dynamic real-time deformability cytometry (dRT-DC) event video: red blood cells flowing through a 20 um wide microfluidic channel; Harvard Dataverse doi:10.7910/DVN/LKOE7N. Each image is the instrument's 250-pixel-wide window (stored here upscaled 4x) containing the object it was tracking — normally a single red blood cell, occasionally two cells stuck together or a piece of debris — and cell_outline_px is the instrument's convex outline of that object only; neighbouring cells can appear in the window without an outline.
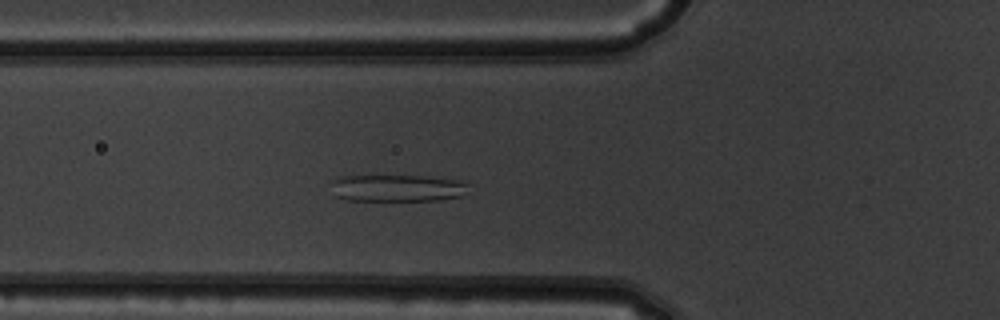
{"species": "common noctule bat (a hibernating species)", "species_latin": "Nyctalus noctula", "temperature_condition": "warm", "stored_images_in_passage": 40, "camera_frame_rate_fps": 3000, "um_per_image_px": 0.085, "animal": {"sex": "male", "body_mass_g": 19.5, "forearm_length_mm": 54.6}, "frame": {"image": 1, "passage_image": 6, "time_ms": 1.667, "image_size_px": [1000, 320], "cell_outline_px": [[468, 184], [460, 196], [440, 200], [344, 200], [336, 196], [328, 180], [340, 176], [428, 176], [468, 180]], "centroid_in_image_um": [33.74, 15.97], "position_along_channel_um": 92.1, "area_um2": 21.85}}
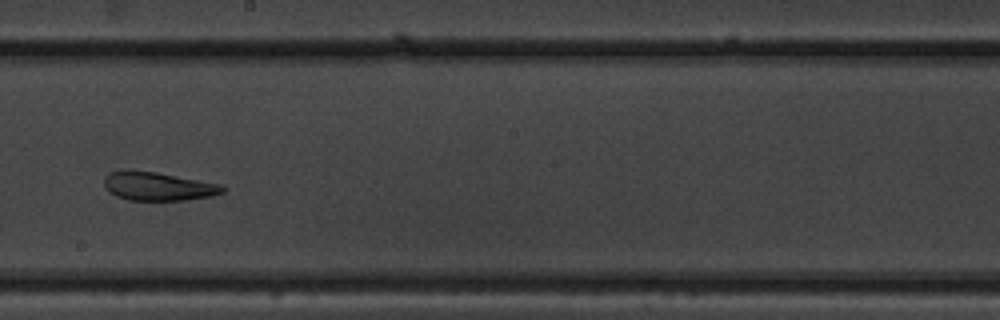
{"frame": {"image": 2, "passage_image": 17, "time_ms": 5.333, "image_size_px": [1000, 320], "cell_outline_px": [[224, 192], [212, 196], [184, 200], [128, 200], [116, 196], [108, 192], [104, 188], [104, 176], [108, 172], [156, 172], [220, 184], [224, 188]], "centroid_in_image_um": [13.42, 15.86], "position_along_channel_um": 234.8, "area_um2": 19.31}}
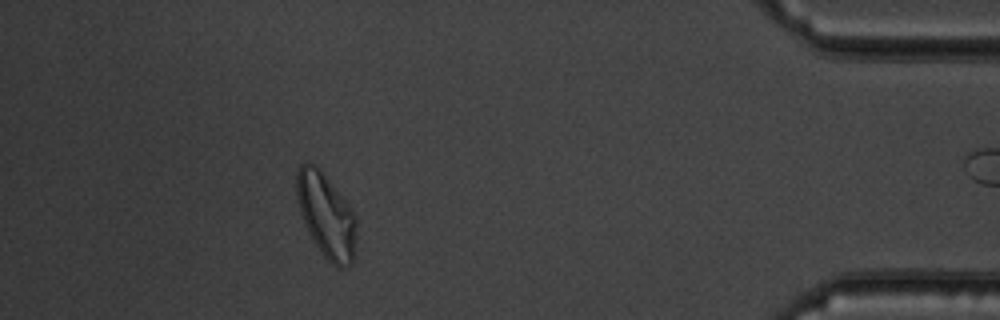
{"frame": {"image": 3, "passage_image": 34, "time_ms": 11.0, "image_size_px": [1000, 320], "cell_outline_px": [[356, 240], [352, 264], [344, 268], [336, 268], [320, 252], [308, 232], [304, 224], [300, 212], [296, 196], [296, 168], [300, 164], [316, 164], [320, 168], [348, 204], [356, 216]], "centroid_in_image_um": [27.72, 18.32], "position_along_channel_um": 407.5, "area_um2": 29.65}, "authors_computed_cell_mechanics": {"area_um2": 21.7039, "velocity_mm_per_s": 3.9028, "shape_relaxation_time_tau1_ms": null, "shape_relaxation_time_tau2_ms": 1.6118, "deformation_change_tau1": null, "deformation_change_tau2": 0.1028}}